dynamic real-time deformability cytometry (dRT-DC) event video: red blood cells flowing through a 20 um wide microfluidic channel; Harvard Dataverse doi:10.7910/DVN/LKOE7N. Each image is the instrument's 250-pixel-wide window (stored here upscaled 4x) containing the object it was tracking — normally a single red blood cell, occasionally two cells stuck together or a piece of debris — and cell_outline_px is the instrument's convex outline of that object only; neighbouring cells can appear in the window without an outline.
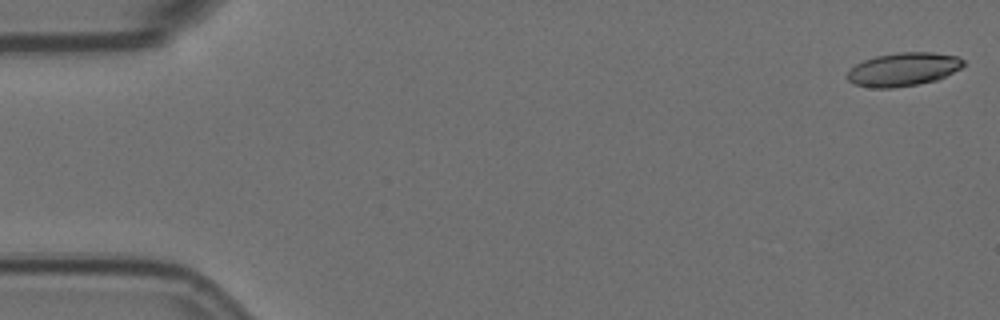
{"species": "Egyptian fruit bat (a non-hibernating species)", "species_latin": "Rousettus aegyptiacus", "temperature_condition": "room temperature", "stored_images_in_passage": 57, "camera_frame_rate_fps": 3000, "um_per_image_px": 0.085, "animal": {"sex": "female"}, "frame": {"image": 1, "passage_image": 1, "time_ms": 0.0, "image_size_px": [1000, 320], "cell_outline_px": [[964, 64], [960, 68], [936, 80], [916, 84], [892, 88], [872, 88], [856, 84], [848, 80], [848, 72], [856, 64], [864, 60], [876, 56], [900, 52], [932, 52], [956, 56], [964, 60]], "centroid_in_image_um": [76.78, 5.89], "position_along_channel_um": 8.2, "area_um2": 22.25}}
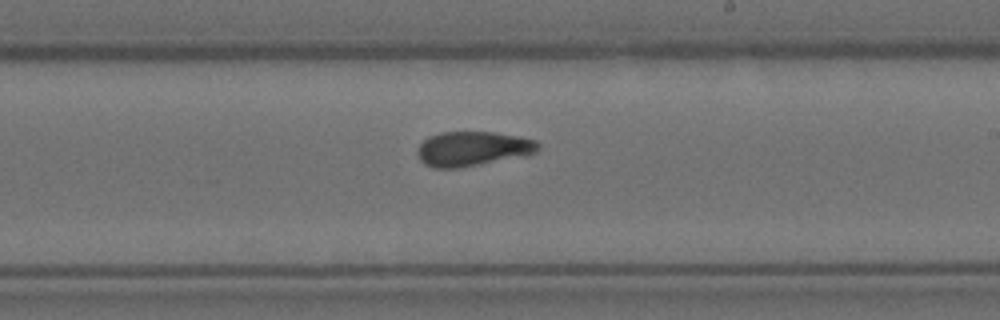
{"frame": {"image": 2, "passage_image": 33, "time_ms": 10.667, "image_size_px": [1000, 320], "cell_outline_px": [[540, 148], [536, 152], [460, 168], [436, 168], [424, 164], [420, 160], [416, 152], [420, 144], [428, 136], [440, 132], [496, 132], [520, 136], [536, 140], [540, 144]], "centroid_in_image_um": [40.14, 12.62], "position_along_channel_um": 248.9, "area_um2": 24.22}}
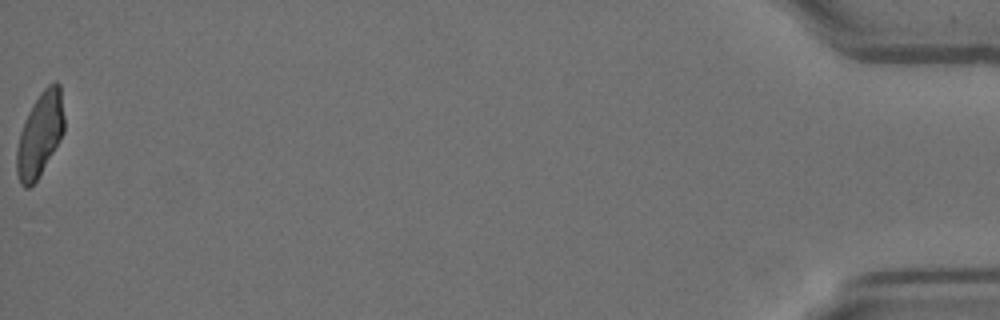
{"frame": {"image": 3, "passage_image": 57, "time_ms": 18.667, "image_size_px": [1000, 320], "cell_outline_px": [[64, 132], [36, 180], [28, 188], [24, 188], [20, 184], [16, 172], [16, 148], [20, 132], [28, 112], [32, 104], [40, 92], [48, 84], [56, 80], [60, 84], [64, 116]], "centroid_in_image_um": [3.38, 11.39], "position_along_channel_um": 431.8, "area_um2": 23.18}, "authors_computed_cell_mechanics": {"area_um2": 24.0448, "velocity_mm_per_s": 3.5663, "shape_relaxation_time_tau1_ms": 6.6167, "shape_relaxation_time_tau2_ms": 1.9898, "deformation_change_tau1": 0.2072, "deformation_change_tau2": 0.0837}}